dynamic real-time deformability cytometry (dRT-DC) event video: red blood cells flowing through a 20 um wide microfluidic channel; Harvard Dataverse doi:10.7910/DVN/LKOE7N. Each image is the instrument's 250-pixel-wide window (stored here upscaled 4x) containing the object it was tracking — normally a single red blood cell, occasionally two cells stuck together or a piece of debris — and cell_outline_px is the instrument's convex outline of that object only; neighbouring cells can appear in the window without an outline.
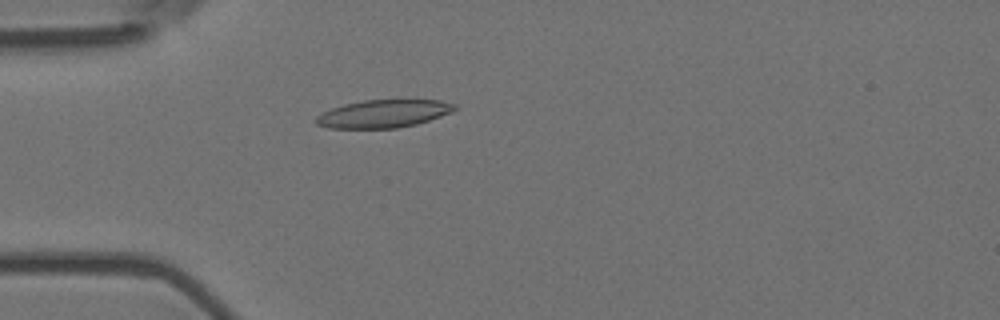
{"species": "Egyptian fruit bat (a non-hibernating species)", "species_latin": "Rousettus aegyptiacus", "temperature_condition": "room temperature", "stored_images_in_passage": 56, "camera_frame_rate_fps": 3000, "um_per_image_px": 0.085, "animal": {"sex": "female"}, "frame": {"image": 1, "passage_image": 16, "time_ms": 5.0, "image_size_px": [1000, 320], "cell_outline_px": [[460, 104], [452, 112], [416, 124], [396, 128], [328, 128], [316, 124], [312, 120], [316, 116], [332, 108], [344, 104], [364, 100], [440, 100]], "centroid_in_image_um": [32.59, 9.66], "position_along_channel_um": 52.4, "area_um2": 22.54}}
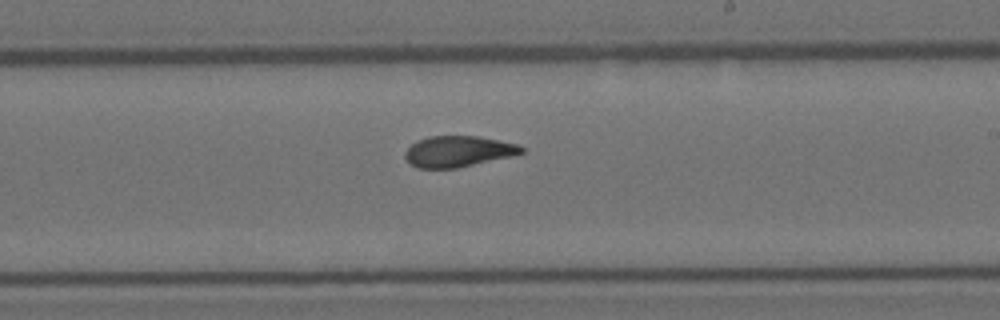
{"frame": {"image": 2, "passage_image": 33, "time_ms": 10.667, "image_size_px": [1000, 320], "cell_outline_px": [[524, 152], [512, 156], [456, 168], [416, 168], [408, 164], [404, 156], [404, 152], [416, 140], [428, 136], [476, 136], [516, 144], [524, 148]], "centroid_in_image_um": [38.88, 12.88], "position_along_channel_um": 250.1, "area_um2": 20.98}}
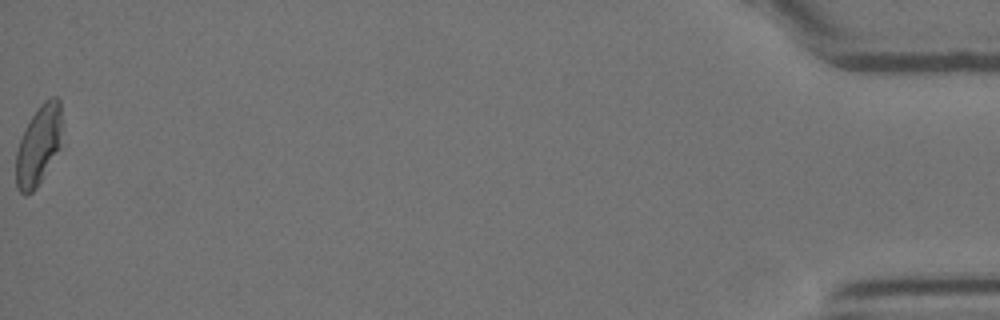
{"frame": {"image": 3, "passage_image": 56, "time_ms": 18.333, "image_size_px": [1000, 320], "cell_outline_px": [[60, 148], [36, 188], [32, 192], [24, 196], [16, 188], [16, 152], [20, 140], [36, 108], [44, 100], [52, 96], [56, 96], [60, 100]], "centroid_in_image_um": [3.26, 12.37], "position_along_channel_um": 431.9, "area_um2": 21.1}, "authors_computed_cell_mechanics": {"area_um2": 21.9351, "velocity_mm_per_s": 3.6517, "shape_relaxation_time_tau1_ms": 5.5262, "shape_relaxation_time_tau2_ms": 2.015, "deformation_change_tau1": 0.173, "deformation_change_tau2": 0.076}}